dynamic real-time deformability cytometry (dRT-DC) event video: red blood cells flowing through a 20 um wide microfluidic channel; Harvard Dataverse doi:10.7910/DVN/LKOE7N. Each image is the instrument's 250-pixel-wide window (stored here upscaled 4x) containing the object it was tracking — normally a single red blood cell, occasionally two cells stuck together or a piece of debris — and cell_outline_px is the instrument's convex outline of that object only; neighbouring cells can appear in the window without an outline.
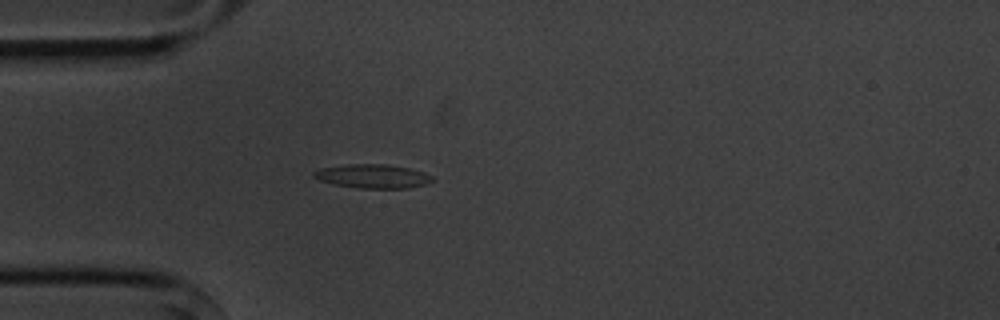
{"species": "common noctule bat (a hibernating species)", "species_latin": "Nyctalus noctula", "temperature_condition": "cold", "stored_images_in_passage": 1, "camera_frame_rate_fps": 3000, "um_per_image_px": 0.085, "animal": {"sex": "male", "body_mass_g": 20.1, "forearm_length_mm": 53.5}, "frame": {"image": 1, "passage_image": 1, "time_ms": 0.0, "image_size_px": [1000, 320], "cell_outline_px": [[432, 180], [424, 184], [408, 188], [360, 188], [332, 184], [320, 180], [312, 176], [312, 172], [320, 168], [348, 164], [388, 164], [408, 168], [424, 172], [432, 176]], "centroid_in_image_um": [31.64, 14.97], "position_along_channel_um": 53.4, "area_um2": 16.42}}